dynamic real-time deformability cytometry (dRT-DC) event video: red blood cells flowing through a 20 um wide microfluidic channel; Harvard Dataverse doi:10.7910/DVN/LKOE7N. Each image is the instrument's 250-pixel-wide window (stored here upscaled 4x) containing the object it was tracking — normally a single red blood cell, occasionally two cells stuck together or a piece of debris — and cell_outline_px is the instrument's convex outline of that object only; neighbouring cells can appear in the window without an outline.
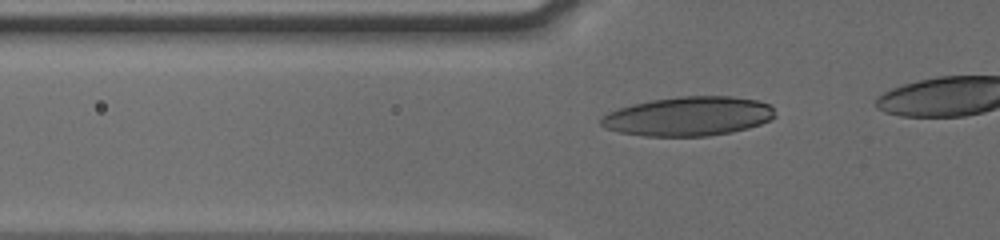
{"species": "human", "species_latin": "Homo sapiens", "temperature_condition": "cold", "stored_images_in_passage": 25, "camera_frame_rate_fps": 3000, "um_per_image_px": 0.085, "donor": {"sex": "male"}, "frame": {"image": 1, "passage_image": 15, "time_ms": 4.667, "image_size_px": [1000, 240], "cell_outline_px": [[776, 116], [760, 124], [748, 128], [732, 132], [708, 136], [644, 136], [620, 132], [604, 128], [600, 124], [600, 116], [608, 112], [632, 104], [652, 100], [680, 96], [732, 96], [756, 100], [772, 104]], "centroid_in_image_um": [58.52, 9.88], "position_along_channel_um": 67.3, "area_um2": 39.94}}
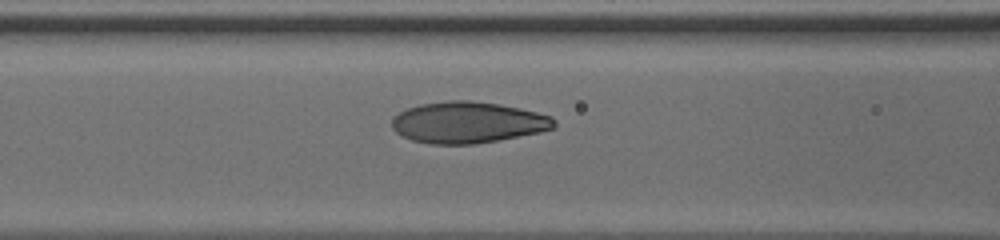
{"frame": {"image": 2, "passage_image": 20, "time_ms": 6.333, "image_size_px": [1000, 240], "cell_outline_px": [[556, 124], [552, 128], [540, 132], [476, 144], [432, 144], [412, 140], [396, 132], [392, 128], [392, 116], [408, 108], [420, 104], [448, 100], [468, 100], [500, 104], [520, 108], [552, 116], [556, 120]], "centroid_in_image_um": [39.76, 10.4], "position_along_channel_um": 126.8, "area_um2": 39.07}}
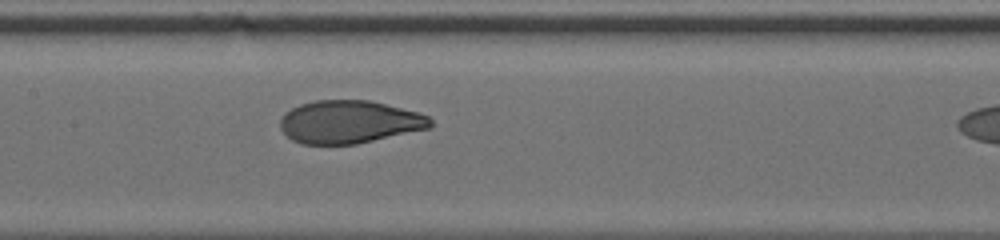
{"frame": {"image": 3, "passage_image": 24, "time_ms": 7.667, "image_size_px": [1000, 240], "cell_outline_px": [[432, 128], [356, 144], [300, 144], [292, 140], [280, 128], [280, 120], [284, 112], [300, 104], [316, 100], [368, 100], [416, 112], [428, 116], [432, 120]], "centroid_in_image_um": [29.68, 10.37], "position_along_channel_um": 177.7, "area_um2": 37.51}}